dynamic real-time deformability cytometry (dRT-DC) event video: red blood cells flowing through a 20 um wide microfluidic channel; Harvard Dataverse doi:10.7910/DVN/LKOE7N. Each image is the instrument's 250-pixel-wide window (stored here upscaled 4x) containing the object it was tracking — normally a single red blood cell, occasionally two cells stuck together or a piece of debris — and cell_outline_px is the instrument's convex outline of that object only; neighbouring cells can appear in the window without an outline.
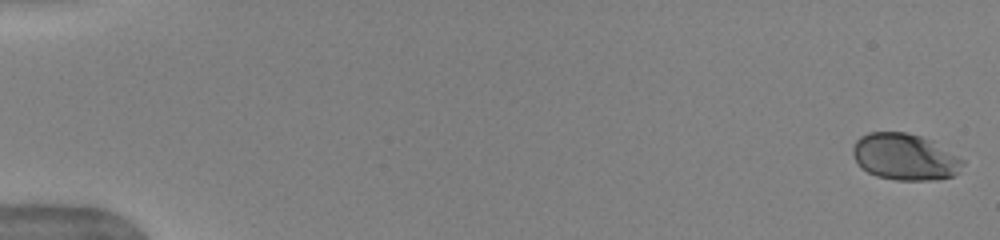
{"species": "human", "species_latin": "Homo sapiens", "temperature_condition": "warm", "stored_images_in_passage": 52, "camera_frame_rate_fps": 3000, "um_per_image_px": 0.085, "donor": {"sex": "female"}, "frame": {"image": 1, "passage_image": 1, "time_ms": 0.0, "image_size_px": [1000, 240], "cell_outline_px": [[964, 164], [960, 172], [952, 176], [940, 180], [896, 180], [876, 176], [860, 168], [852, 152], [852, 148], [856, 140], [860, 136], [868, 132], [908, 132], [932, 140], [964, 160]], "centroid_in_image_um": [76.92, 13.34], "position_along_channel_um": 8.1, "area_um2": 30.11}}
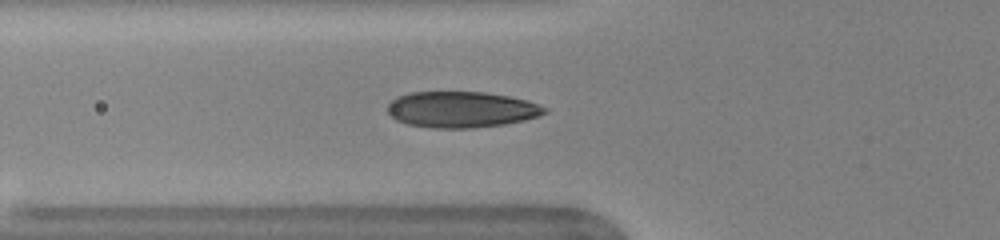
{"frame": {"image": 2, "passage_image": 20, "time_ms": 6.333, "image_size_px": [1000, 240], "cell_outline_px": [[548, 112], [540, 116], [524, 120], [504, 124], [472, 128], [436, 128], [408, 124], [396, 120], [388, 112], [388, 104], [396, 96], [412, 92], [484, 92], [508, 96], [528, 100], [548, 108]], "centroid_in_image_um": [39.24, 9.3], "position_along_channel_um": 86.6, "area_um2": 33.06}}
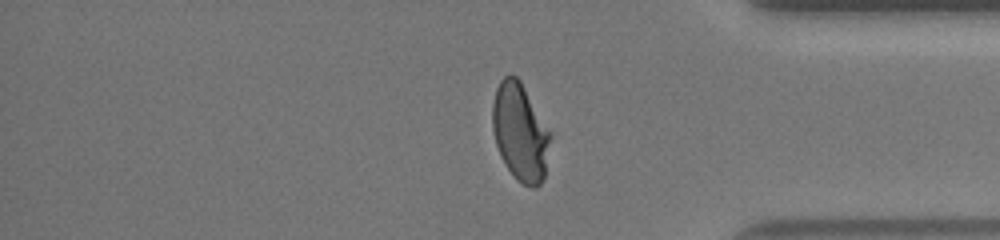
{"frame": {"image": 3, "passage_image": 44, "time_ms": 14.333, "image_size_px": [1000, 240], "cell_outline_px": [[552, 136], [544, 176], [540, 184], [536, 188], [532, 188], [516, 180], [504, 164], [500, 156], [496, 144], [492, 128], [492, 104], [496, 88], [500, 80], [504, 76], [516, 76], [520, 80]], "centroid_in_image_um": [44.2, 11.26], "position_along_channel_um": 391.0, "area_um2": 32.83}, "authors_computed_cell_mechanics": {"area_um2": 32.4547, "velocity_mm_per_s": 3.944, "shape_relaxation_time_tau1_ms": 3.7668, "shape_relaxation_time_tau2_ms": null, "deformation_change_tau1": 0.1765, "deformation_change_tau2": null}}